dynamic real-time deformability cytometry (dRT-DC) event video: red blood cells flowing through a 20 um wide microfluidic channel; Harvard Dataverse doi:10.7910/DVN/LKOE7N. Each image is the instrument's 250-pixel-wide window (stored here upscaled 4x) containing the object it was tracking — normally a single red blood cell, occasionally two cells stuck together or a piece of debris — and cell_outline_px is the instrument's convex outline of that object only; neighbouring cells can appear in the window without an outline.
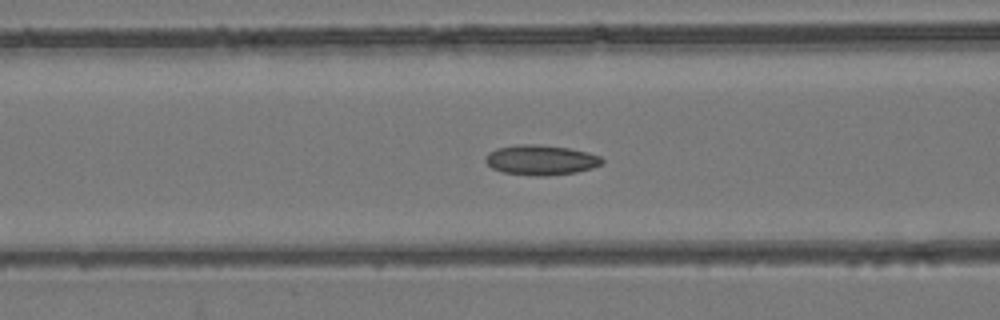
{"species": "common noctule bat (a hibernating species)", "species_latin": "Nyctalus noctula", "temperature_condition": "room temperature", "stored_images_in_passage": 51, "camera_frame_rate_fps": 3000, "um_per_image_px": 0.085, "animal": {"sex": "female", "body_mass_g": 24.6, "forearm_length_mm": 56.2}, "frame": {"image": 1, "passage_image": 19, "time_ms": 6.0, "image_size_px": [1000, 320], "cell_outline_px": [[604, 160], [600, 164], [592, 168], [576, 172], [544, 176], [536, 176], [504, 172], [492, 168], [484, 160], [488, 152], [496, 148], [516, 144], [536, 144], [568, 148], [588, 152], [600, 156]], "centroid_in_image_um": [45.95, 13.59], "position_along_channel_um": 120.6, "area_um2": 20.35}}
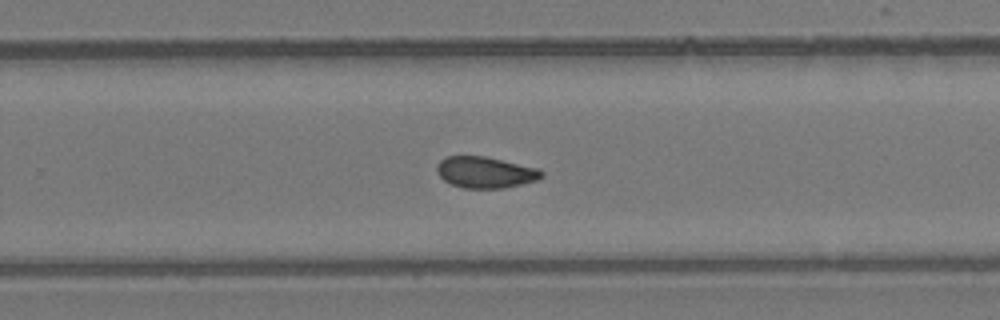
{"frame": {"image": 2, "passage_image": 32, "time_ms": 10.333, "image_size_px": [1000, 320], "cell_outline_px": [[544, 176], [536, 180], [504, 188], [464, 188], [452, 184], [444, 180], [440, 176], [436, 168], [436, 164], [444, 156], [484, 156], [540, 168], [544, 172]], "centroid_in_image_um": [41.26, 14.64], "position_along_channel_um": 288.5, "area_um2": 19.13}}
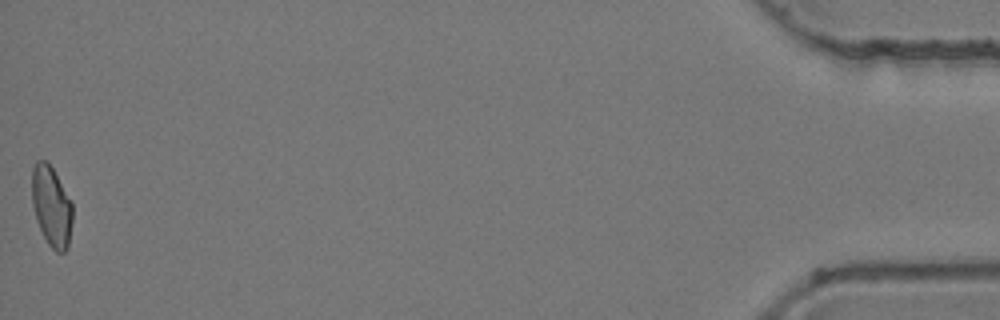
{"frame": {"image": 3, "passage_image": 51, "time_ms": 16.667, "image_size_px": [1000, 320], "cell_outline_px": [[72, 220], [68, 248], [64, 252], [56, 252], [48, 244], [36, 220], [32, 204], [32, 168], [36, 160], [48, 160], [72, 204]], "centroid_in_image_um": [4.36, 17.53], "position_along_channel_um": 430.8, "area_um2": 18.96}, "authors_computed_cell_mechanics": {"area_um2": 19.5364, "velocity_mm_per_s": 3.8839, "shape_relaxation_time_tau1_ms": null, "shape_relaxation_time_tau2_ms": 5.0673, "deformation_change_tau1": null, "deformation_change_tau2": 0.1103}}